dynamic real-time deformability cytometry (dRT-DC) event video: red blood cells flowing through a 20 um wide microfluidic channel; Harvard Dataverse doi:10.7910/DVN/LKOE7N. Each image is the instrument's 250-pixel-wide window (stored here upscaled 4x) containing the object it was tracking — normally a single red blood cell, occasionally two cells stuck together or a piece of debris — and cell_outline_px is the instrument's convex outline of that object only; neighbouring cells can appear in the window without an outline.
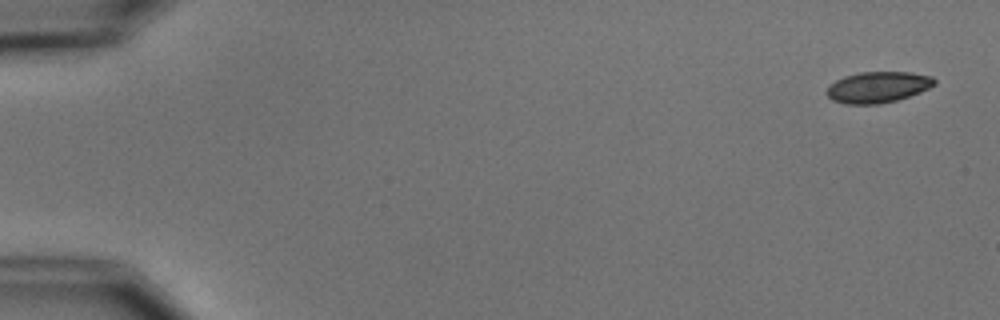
{"species": "common noctule bat (a hibernating species)", "species_latin": "Nyctalus noctula", "temperature_condition": "cold", "stored_images_in_passage": 5, "camera_frame_rate_fps": 3000, "um_per_image_px": 0.085, "animal": {"sex": "male", "body_mass_g": 15.6}, "frame": {"image": 1, "passage_image": 1, "time_ms": 0.0, "image_size_px": [1000, 320], "cell_outline_px": [[936, 84], [920, 92], [896, 100], [880, 104], [844, 104], [832, 100], [824, 92], [836, 80], [844, 76], [860, 72], [912, 72], [932, 76], [936, 80]], "centroid_in_image_um": [74.62, 7.4], "position_along_channel_um": 10.4, "area_um2": 19.54}}
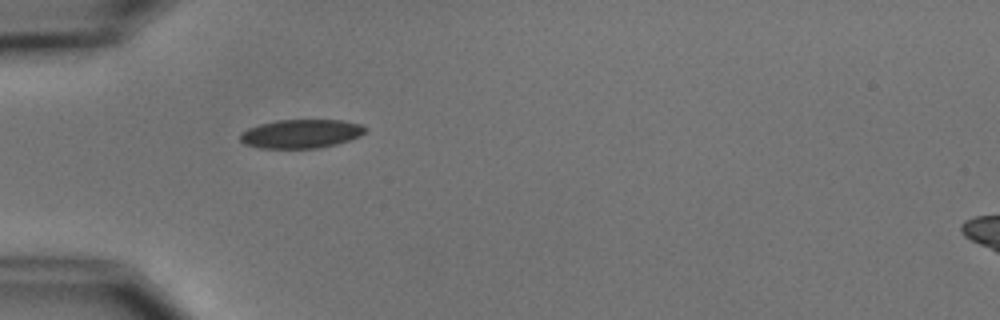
{"frame": {"image": 2, "passage_image": 5, "time_ms": 5.0, "image_size_px": [1000, 320], "cell_outline_px": [[368, 128], [360, 136], [336, 144], [316, 148], [260, 148], [244, 144], [240, 140], [240, 132], [248, 128], [260, 124], [276, 120], [344, 120], [360, 124]], "centroid_in_image_um": [25.57, 11.36], "position_along_channel_um": 59.4, "area_um2": 20.98}}